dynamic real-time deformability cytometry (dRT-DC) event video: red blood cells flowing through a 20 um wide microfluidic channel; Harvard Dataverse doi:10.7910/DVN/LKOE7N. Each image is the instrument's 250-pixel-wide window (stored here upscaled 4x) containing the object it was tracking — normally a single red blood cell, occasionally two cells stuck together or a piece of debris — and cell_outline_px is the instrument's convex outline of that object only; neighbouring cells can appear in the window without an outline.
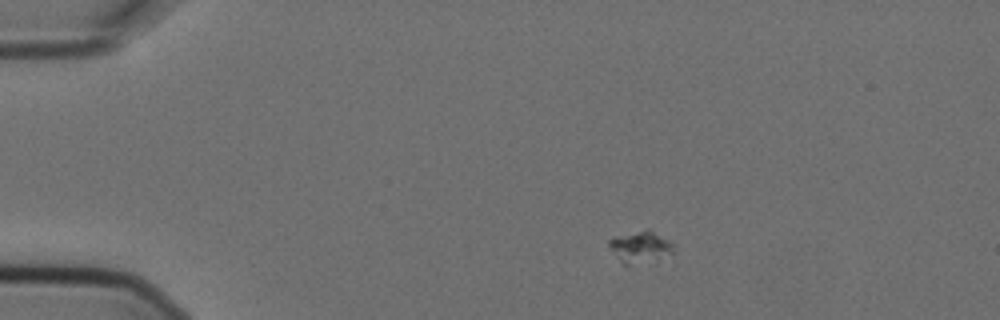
{"species": "Egyptian fruit bat (a non-hibernating species)", "species_latin": "Rousettus aegyptiacus", "temperature_condition": "cold", "stored_images_in_passage": 3, "camera_frame_rate_fps": 3000, "um_per_image_px": 0.085, "animal": {"sex": "female"}, "frame": {"image": 1, "passage_image": 1, "time_ms": 0.0, "image_size_px": [1000, 320], "cell_outline_px": [[672, 252], [628, 264], [624, 264], [608, 248], [608, 240], [616, 236], [648, 228], [668, 240], [672, 244]], "centroid_in_image_um": [54.32, 20.91], "position_along_channel_um": 30.7, "area_um2": 11.04}}